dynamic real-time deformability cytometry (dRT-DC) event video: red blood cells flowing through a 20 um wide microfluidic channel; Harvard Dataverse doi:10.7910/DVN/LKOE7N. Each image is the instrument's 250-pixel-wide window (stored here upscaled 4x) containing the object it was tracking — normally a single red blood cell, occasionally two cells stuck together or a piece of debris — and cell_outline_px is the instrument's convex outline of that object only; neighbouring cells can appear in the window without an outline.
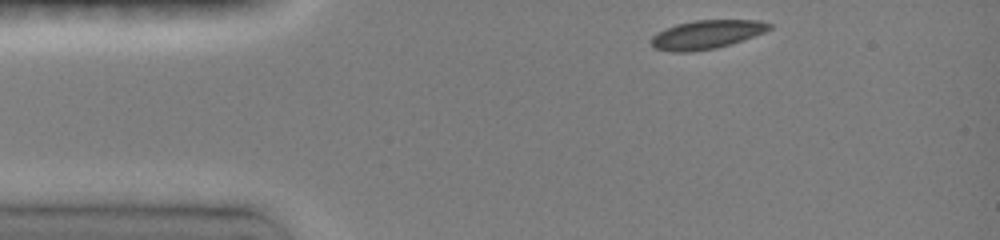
{"species": "common noctule bat (a hibernating species)", "species_latin": "Nyctalus noctula", "temperature_condition": "room temperature", "stored_images_in_passage": 26, "camera_frame_rate_fps": 3000, "um_per_image_px": 0.085, "animal": {"sex": "female", "body_mass_g": 19.0, "forearm_length_mm": 51.5}, "frame": {"image": 1, "passage_image": 1, "time_ms": 0.0, "image_size_px": [1000, 240], "cell_outline_px": [[772, 28], [764, 32], [716, 48], [692, 52], [672, 52], [656, 48], [648, 40], [656, 32], [664, 28], [676, 24], [696, 20], [760, 20], [772, 24]], "centroid_in_image_um": [60.01, 2.93], "position_along_channel_um": 25.0, "area_um2": 19.71}}
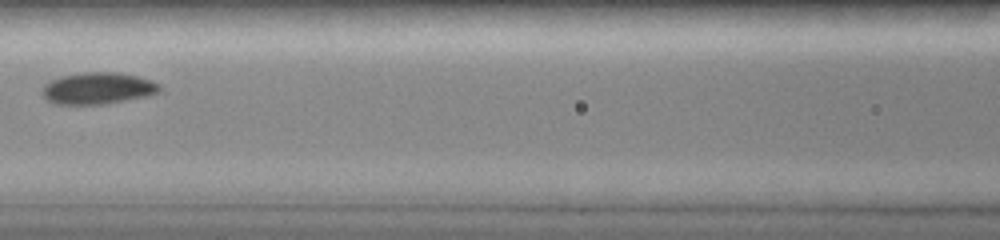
{"frame": {"image": 2, "passage_image": 11, "time_ms": 4.667, "image_size_px": [1000, 240], "cell_outline_px": [[160, 92], [148, 96], [104, 104], [52, 104], [40, 92], [44, 84], [48, 80], [60, 76], [84, 72], [116, 72], [136, 76], [152, 80], [160, 84]], "centroid_in_image_um": [8.29, 7.5], "position_along_channel_um": 158.3, "area_um2": 21.91}}
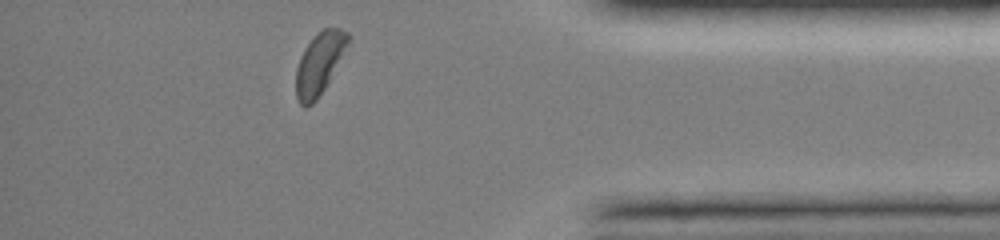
{"frame": {"image": 3, "passage_image": 26, "time_ms": 11.333, "image_size_px": [1000, 240], "cell_outline_px": [[352, 36], [348, 44], [324, 88], [316, 100], [312, 104], [304, 108], [300, 104], [296, 96], [296, 68], [300, 56], [304, 48], [312, 36], [316, 32], [324, 28], [340, 28], [348, 32]], "centroid_in_image_um": [27.13, 5.35], "position_along_channel_um": 408.1, "area_um2": 18.67}, "authors_computed_cell_mechanics": {"area_um2": 20.2589, "velocity_mm_per_s": 3.9991, "shape_relaxation_time_tau1_ms": 3.202, "shape_relaxation_time_tau2_ms": 6.2165, "deformation_change_tau1": 0.1333, "deformation_change_tau2": 0.0506}}